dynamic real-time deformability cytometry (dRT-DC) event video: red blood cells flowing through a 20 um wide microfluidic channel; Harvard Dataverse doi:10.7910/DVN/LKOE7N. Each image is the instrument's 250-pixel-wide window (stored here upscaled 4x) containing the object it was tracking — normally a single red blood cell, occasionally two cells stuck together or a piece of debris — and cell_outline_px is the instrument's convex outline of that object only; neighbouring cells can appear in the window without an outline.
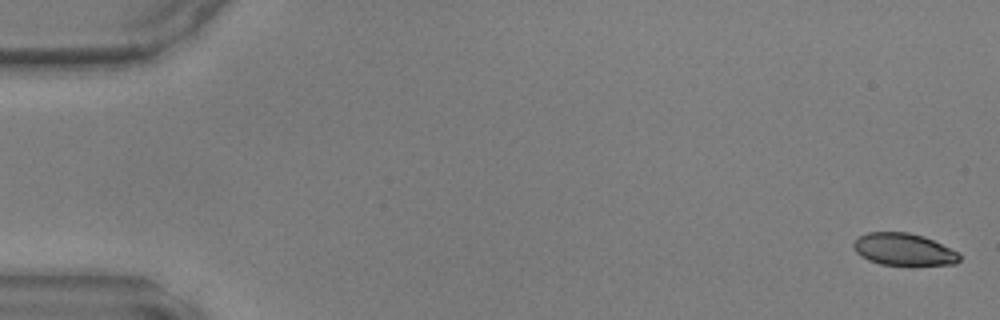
{"species": "common noctule bat (a hibernating species)", "species_latin": "Nyctalus noctula", "temperature_condition": "warm", "stored_images_in_passage": 48, "camera_frame_rate_fps": 3000, "um_per_image_px": 0.085, "animal": {"sex": "male", "body_mass_g": 17.9, "forearm_length_mm": 54.2}, "frame": {"image": 1, "passage_image": 1, "time_ms": 0.0, "image_size_px": [1000, 320], "cell_outline_px": [[960, 260], [956, 264], [880, 264], [868, 260], [860, 256], [856, 252], [852, 244], [860, 236], [868, 232], [908, 232], [924, 236], [960, 252]], "centroid_in_image_um": [76.82, 21.18], "position_along_channel_um": 8.2, "area_um2": 19.71}}
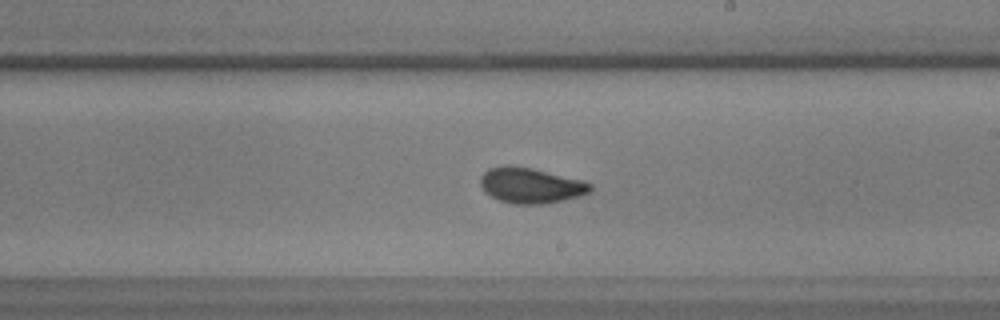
{"frame": {"image": 2, "passage_image": 28, "time_ms": 9.0, "image_size_px": [1000, 320], "cell_outline_px": [[592, 188], [588, 192], [580, 196], [564, 200], [544, 204], [512, 204], [500, 200], [484, 192], [480, 184], [480, 176], [488, 168], [504, 164], [512, 164], [532, 168], [580, 180], [592, 184]], "centroid_in_image_um": [45.05, 15.75], "position_along_channel_um": 243.9, "area_um2": 22.83}}
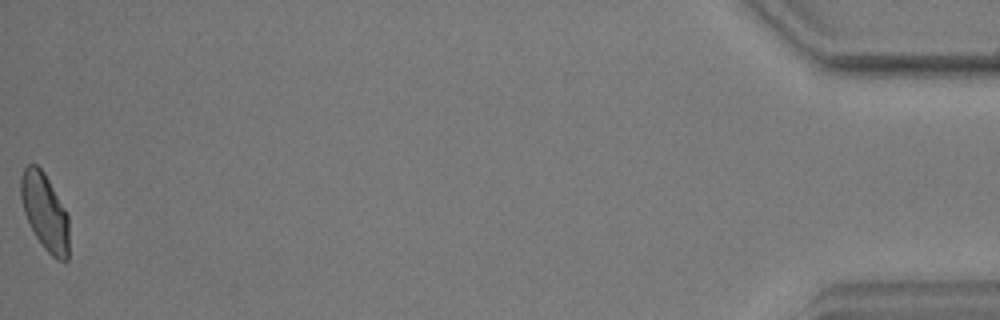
{"frame": {"image": 3, "passage_image": 48, "time_ms": 15.667, "image_size_px": [1000, 320], "cell_outline_px": [[68, 260], [56, 260], [44, 248], [36, 236], [24, 212], [20, 196], [20, 176], [24, 168], [28, 164], [36, 164], [44, 172], [64, 208], [68, 216]], "centroid_in_image_um": [3.8, 17.99], "position_along_channel_um": 431.4, "area_um2": 21.33}}